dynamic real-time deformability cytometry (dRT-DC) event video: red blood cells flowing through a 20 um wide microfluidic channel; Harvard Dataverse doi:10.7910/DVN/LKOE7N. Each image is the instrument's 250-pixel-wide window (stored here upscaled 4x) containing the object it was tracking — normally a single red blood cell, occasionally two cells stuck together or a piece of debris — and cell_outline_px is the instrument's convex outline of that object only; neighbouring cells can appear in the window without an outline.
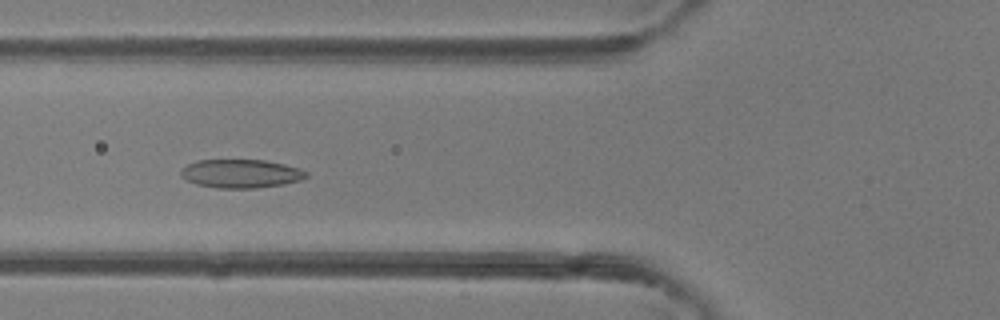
{"species": "common noctule bat (a hibernating species)", "species_latin": "Nyctalus noctula", "temperature_condition": "room temperature", "stored_images_in_passage": 44, "camera_frame_rate_fps": 3000, "um_per_image_px": 0.085, "animal": {"sex": "female"}, "frame": {"image": 1, "passage_image": 15, "time_ms": 4.667, "image_size_px": [1000, 320], "cell_outline_px": [[308, 176], [300, 180], [284, 184], [256, 188], [216, 188], [196, 184], [180, 176], [180, 172], [188, 164], [196, 160], [264, 160], [284, 164], [300, 168], [308, 172]], "centroid_in_image_um": [20.49, 14.76], "position_along_channel_um": 105.3, "area_um2": 20.87}}
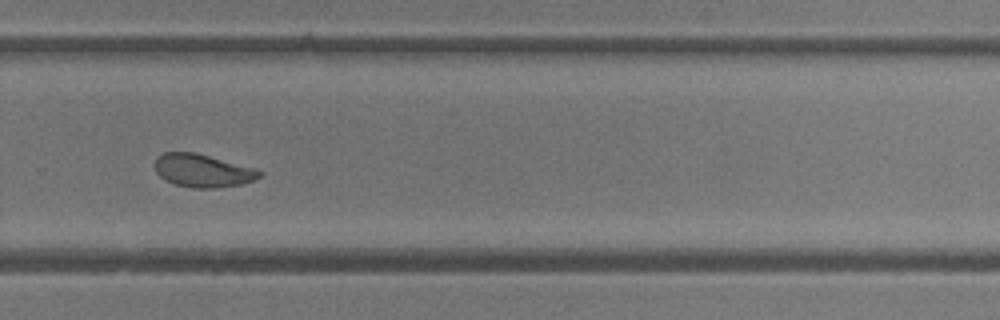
{"frame": {"image": 2, "passage_image": 29, "time_ms": 9.333, "image_size_px": [1000, 320], "cell_outline_px": [[264, 172], [260, 176], [252, 180], [240, 184], [216, 188], [192, 188], [176, 184], [164, 180], [156, 172], [156, 156], [164, 152], [192, 152], [208, 156], [252, 168]], "centroid_in_image_um": [17.17, 14.51], "position_along_channel_um": 312.6, "area_um2": 19.71}}
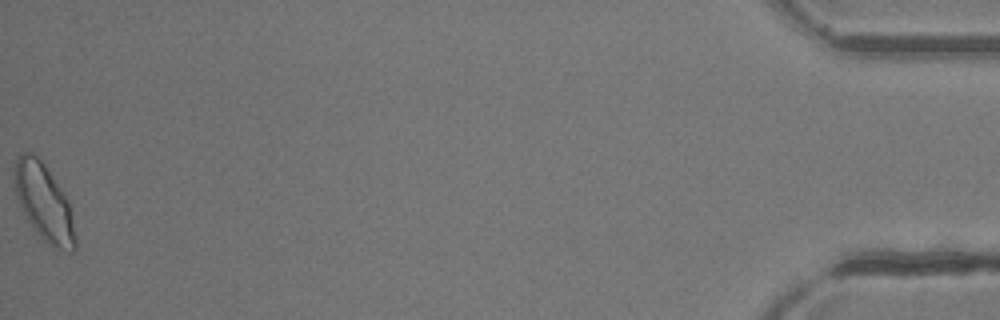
{"frame": {"image": 3, "passage_image": 44, "time_ms": 14.333, "image_size_px": [1000, 320], "cell_outline_px": [[76, 248], [72, 252], [68, 252], [44, 240], [40, 236], [28, 220], [16, 196], [12, 184], [16, 160], [24, 152], [32, 152], [44, 164], [64, 192], [68, 200], [76, 236]], "centroid_in_image_um": [3.73, 17.18], "position_along_channel_um": 431.5, "area_um2": 26.88}, "authors_computed_cell_mechanics": {"area_um2": 21.5594, "velocity_mm_per_s": 4.4451, "shape_relaxation_time_tau1_ms": 3.2992, "shape_relaxation_time_tau2_ms": 1.5812, "deformation_change_tau1": 0.1063, "deformation_change_tau2": 0.0668}}